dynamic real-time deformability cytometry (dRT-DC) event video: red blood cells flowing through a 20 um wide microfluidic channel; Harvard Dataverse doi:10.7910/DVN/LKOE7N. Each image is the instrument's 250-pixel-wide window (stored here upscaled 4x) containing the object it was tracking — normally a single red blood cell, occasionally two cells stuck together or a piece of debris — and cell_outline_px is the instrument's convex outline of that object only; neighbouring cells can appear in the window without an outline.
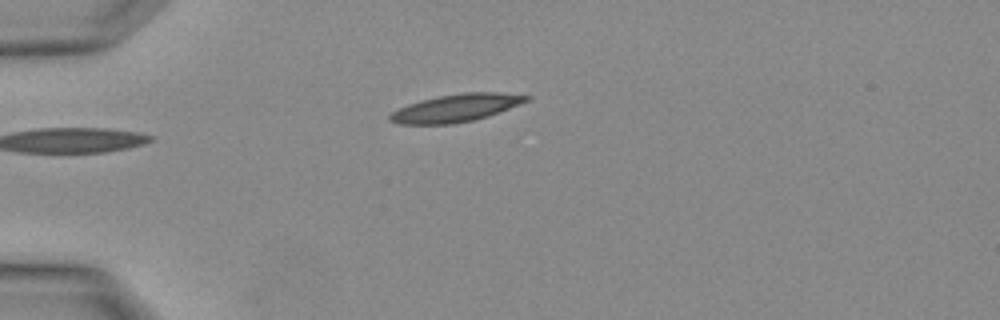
{"species": "Egyptian fruit bat (a non-hibernating species)", "species_latin": "Rousettus aegyptiacus", "temperature_condition": "warm", "stored_images_in_passage": 2, "segment_of_instrument_passage": [1, 2], "camera_frame_rate_fps": 3000, "um_per_image_px": 0.085, "animal": {"sex": "female"}, "frame": {"image": 1, "passage_image": 1, "time_ms": 0.0, "image_size_px": [1000, 320], "cell_outline_px": [[532, 96], [528, 100], [488, 116], [472, 120], [452, 124], [400, 124], [388, 120], [388, 116], [392, 112], [408, 104], [420, 100], [440, 96], [464, 92], [496, 92]], "centroid_in_image_um": [38.72, 9.18], "position_along_channel_um": 46.3, "area_um2": 21.68}}